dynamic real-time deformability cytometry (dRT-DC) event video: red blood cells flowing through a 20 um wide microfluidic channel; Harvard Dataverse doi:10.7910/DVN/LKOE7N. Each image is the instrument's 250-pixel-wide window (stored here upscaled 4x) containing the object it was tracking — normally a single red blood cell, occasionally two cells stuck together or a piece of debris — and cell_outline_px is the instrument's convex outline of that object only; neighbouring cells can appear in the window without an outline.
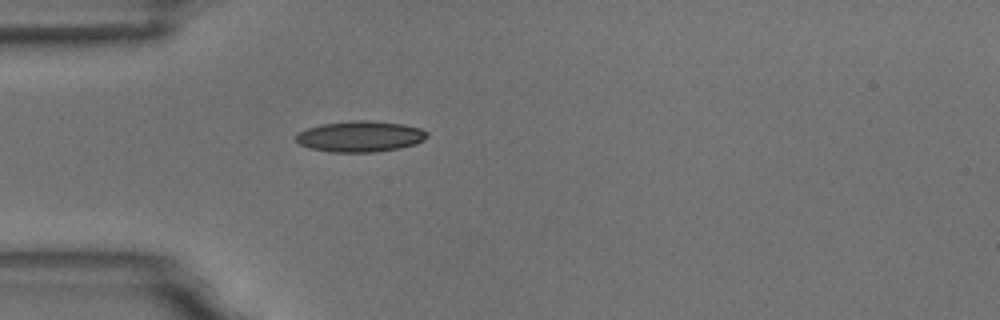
{"species": "common noctule bat (a hibernating species)", "species_latin": "Nyctalus noctula", "temperature_condition": "room temperature", "stored_images_in_passage": 1, "camera_frame_rate_fps": 3000, "um_per_image_px": 0.085, "animal": {"sex": "male", "body_mass_g": 18.8}, "frame": {"image": 1, "passage_image": 1, "time_ms": 0.0, "image_size_px": [1000, 320], "cell_outline_px": [[428, 136], [424, 140], [416, 144], [400, 148], [376, 152], [332, 152], [308, 148], [300, 144], [296, 140], [296, 136], [300, 132], [308, 128], [324, 124], [352, 120], [368, 120], [404, 124], [420, 128], [428, 132]], "centroid_in_image_um": [30.66, 11.6], "position_along_channel_um": 54.3, "area_um2": 23.64}}